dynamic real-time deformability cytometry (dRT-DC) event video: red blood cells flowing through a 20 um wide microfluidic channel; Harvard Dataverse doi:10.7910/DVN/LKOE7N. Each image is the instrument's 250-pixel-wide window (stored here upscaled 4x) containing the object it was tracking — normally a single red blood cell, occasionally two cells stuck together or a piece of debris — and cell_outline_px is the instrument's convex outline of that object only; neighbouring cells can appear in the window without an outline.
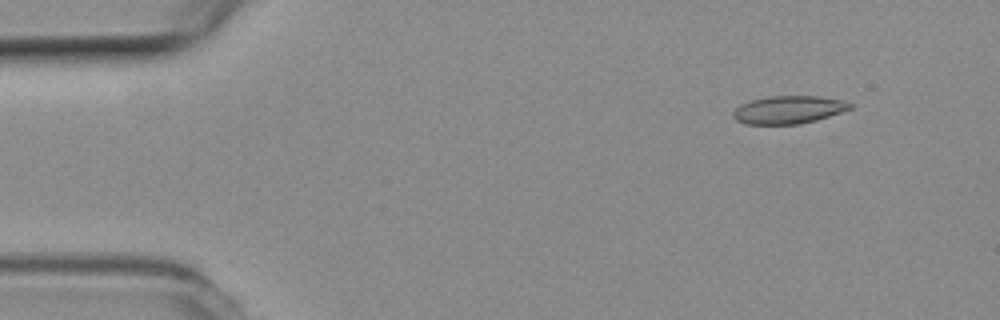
{"species": "common noctule bat (a hibernating species)", "species_latin": "Nyctalus noctula", "temperature_condition": "room temperature", "stored_images_in_passage": 6, "camera_frame_rate_fps": 3000, "um_per_image_px": 0.085, "animal": {"sex": "female", "body_mass_g": 19.3, "forearm_length_mm": 54.1}, "frame": {"image": 1, "passage_image": 2, "time_ms": 0.333, "image_size_px": [1000, 320], "cell_outline_px": [[852, 108], [816, 120], [800, 124], [748, 124], [736, 120], [732, 116], [732, 112], [740, 104], [752, 100], [772, 96], [816, 96], [840, 100], [852, 104]], "centroid_in_image_um": [66.99, 9.33], "position_along_channel_um": 18.0, "area_um2": 18.73}}
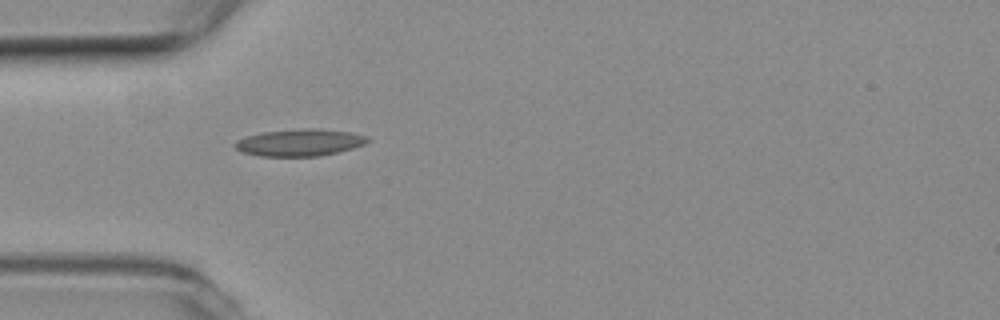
{"frame": {"image": 2, "passage_image": 5, "time_ms": 1.333, "image_size_px": [1000, 320], "cell_outline_px": [[368, 140], [364, 144], [352, 148], [320, 156], [260, 156], [244, 152], [236, 148], [232, 144], [236, 140], [248, 136], [264, 132], [300, 128], [316, 128], [352, 132], [368, 136]], "centroid_in_image_um": [25.48, 12.1], "position_along_channel_um": 59.5, "area_um2": 20.75}}
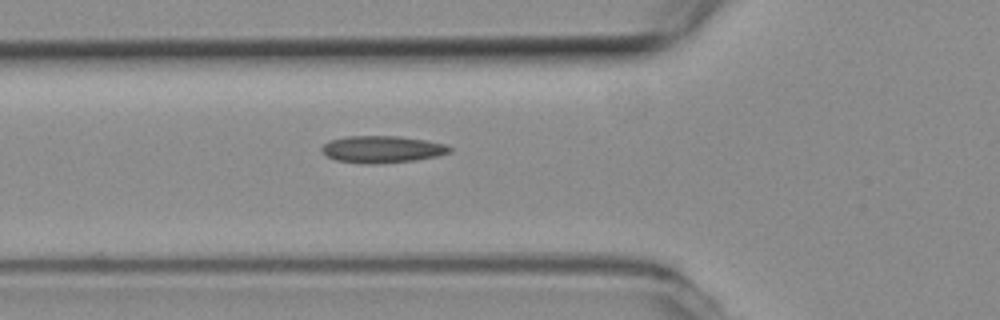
{"frame": {"image": 3, "passage_image": 6, "time_ms": 1.667, "image_size_px": [1000, 320], "cell_outline_px": [[452, 152], [436, 156], [416, 160], [376, 164], [364, 164], [336, 160], [328, 156], [320, 148], [328, 140], [344, 136], [400, 136], [424, 140], [444, 144], [452, 148]], "centroid_in_image_um": [32.46, 12.69], "position_along_channel_um": 93.3, "area_um2": 20.17}}